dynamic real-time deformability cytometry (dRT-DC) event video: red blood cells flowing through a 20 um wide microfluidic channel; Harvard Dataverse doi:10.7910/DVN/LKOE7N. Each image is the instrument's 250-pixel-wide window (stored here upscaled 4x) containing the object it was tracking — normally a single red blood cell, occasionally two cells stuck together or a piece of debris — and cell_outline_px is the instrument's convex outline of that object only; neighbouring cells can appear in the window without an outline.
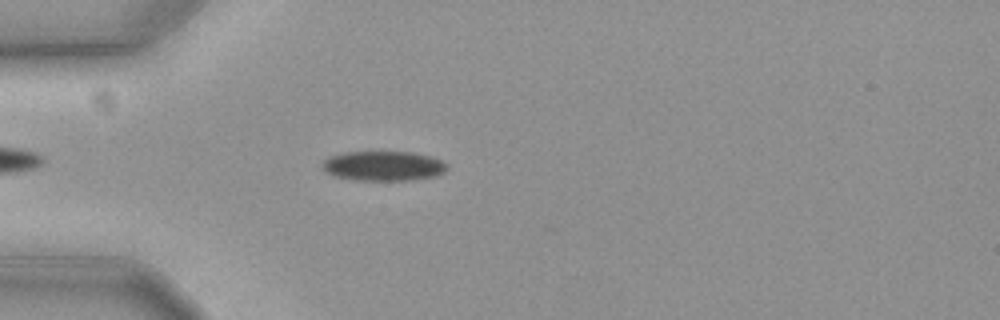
{"species": "common noctule bat (a hibernating species)", "species_latin": "Nyctalus noctula", "temperature_condition": "cold", "stored_images_in_passage": 48, "camera_frame_rate_fps": 3000, "um_per_image_px": 0.085, "animal": {"sex": "female", "body_mass_g": 19.3, "forearm_length_mm": 54.1}, "frame": {"image": 1, "passage_image": 7, "time_ms": 2.0, "image_size_px": [1000, 320], "cell_outline_px": [[448, 168], [444, 172], [432, 176], [412, 180], [356, 180], [336, 176], [320, 168], [320, 164], [328, 156], [344, 152], [412, 152], [428, 156], [440, 160]], "centroid_in_image_um": [32.52, 14.1], "position_along_channel_um": 52.5, "area_um2": 21.44}}
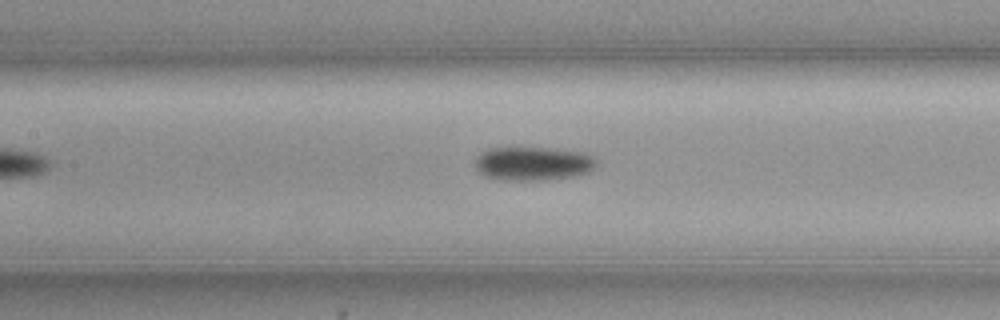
{"frame": {"image": 2, "passage_image": 17, "time_ms": 5.333, "image_size_px": [1000, 320], "cell_outline_px": [[596, 164], [588, 172], [572, 176], [544, 180], [504, 180], [488, 176], [480, 172], [476, 168], [476, 156], [480, 152], [492, 148], [552, 148], [588, 152], [596, 156]], "centroid_in_image_um": [45.36, 13.88], "position_along_channel_um": 162.0, "area_um2": 23.87}}
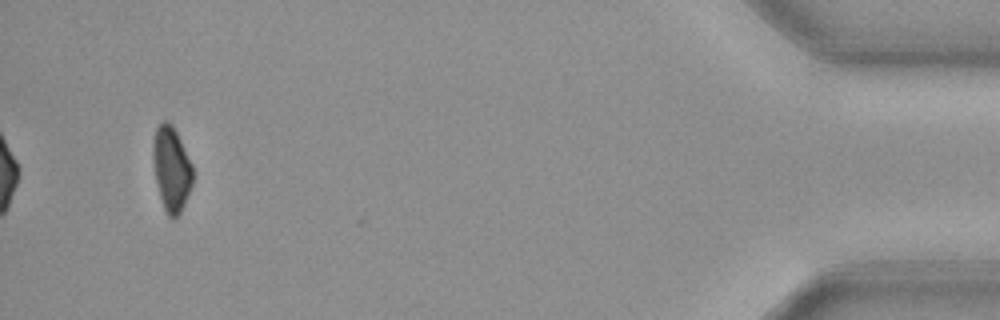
{"frame": {"image": 3, "passage_image": 45, "time_ms": 14.667, "image_size_px": [1000, 320], "cell_outline_px": [[192, 184], [184, 204], [180, 212], [176, 216], [168, 216], [164, 208], [160, 196], [156, 180], [152, 156], [152, 144], [156, 128], [164, 120], [168, 120], [172, 124], [192, 164]], "centroid_in_image_um": [14.55, 14.31], "position_along_channel_um": 420.6, "area_um2": 19.25}, "authors_computed_cell_mechanics": {"area_um2": 22.1663, "velocity_mm_per_s": 3.6318, "shape_relaxation_time_tau1_ms": 7.3177, "shape_relaxation_time_tau2_ms": null, "deformation_change_tau1": 0.0927, "deformation_change_tau2": null}}